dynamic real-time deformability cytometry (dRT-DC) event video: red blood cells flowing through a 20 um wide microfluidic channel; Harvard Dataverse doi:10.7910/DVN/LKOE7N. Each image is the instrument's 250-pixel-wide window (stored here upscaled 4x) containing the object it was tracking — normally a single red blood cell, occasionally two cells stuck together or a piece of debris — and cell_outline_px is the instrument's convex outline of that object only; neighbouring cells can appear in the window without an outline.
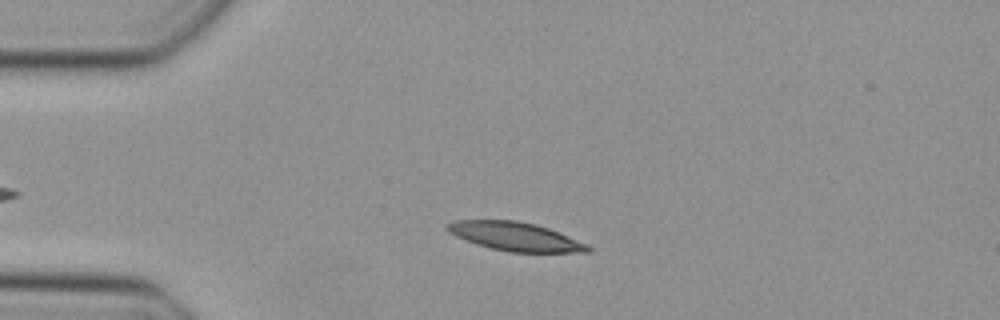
{"species": "Egyptian fruit bat (a non-hibernating species)", "species_latin": "Rousettus aegyptiacus", "temperature_condition": "cold", "stored_images_in_passage": 12, "camera_frame_rate_fps": 3000, "um_per_image_px": 0.085, "animal": {"sex": "female"}, "frame": {"image": 1, "passage_image": 8, "time_ms": 2.333, "image_size_px": [1000, 320], "cell_outline_px": [[592, 248], [588, 252], [508, 252], [476, 244], [456, 236], [448, 232], [444, 228], [444, 224], [456, 220], [516, 220], [536, 224], [548, 228], [588, 244]], "centroid_in_image_um": [43.76, 20.09], "position_along_channel_um": 41.2, "area_um2": 23.47}}